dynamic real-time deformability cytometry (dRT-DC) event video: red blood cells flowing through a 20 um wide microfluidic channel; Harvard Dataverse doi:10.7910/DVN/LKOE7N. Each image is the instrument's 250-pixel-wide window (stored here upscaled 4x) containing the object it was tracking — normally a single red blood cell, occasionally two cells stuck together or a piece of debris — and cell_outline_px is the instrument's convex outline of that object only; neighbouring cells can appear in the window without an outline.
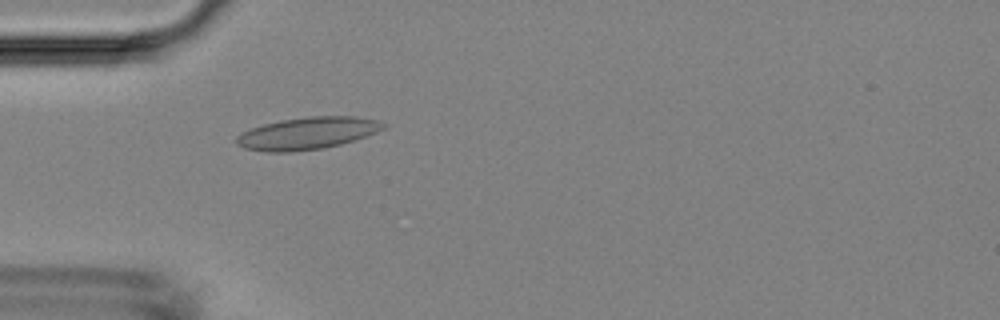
{"species": "Egyptian fruit bat (a non-hibernating species)", "species_latin": "Rousettus aegyptiacus", "temperature_condition": "room temperature", "stored_images_in_passage": 37, "camera_frame_rate_fps": 3000, "um_per_image_px": 0.085, "animal": {"sex": "female"}, "frame": {"image": 1, "passage_image": 3, "time_ms": 0.667, "image_size_px": [1000, 320], "cell_outline_px": [[388, 124], [384, 128], [376, 132], [340, 144], [324, 148], [292, 152], [268, 152], [244, 148], [236, 144], [236, 136], [240, 132], [264, 124], [280, 120], [312, 116], [356, 116], [380, 120]], "centroid_in_image_um": [26.12, 11.32], "position_along_channel_um": 58.9, "area_um2": 27.57}}
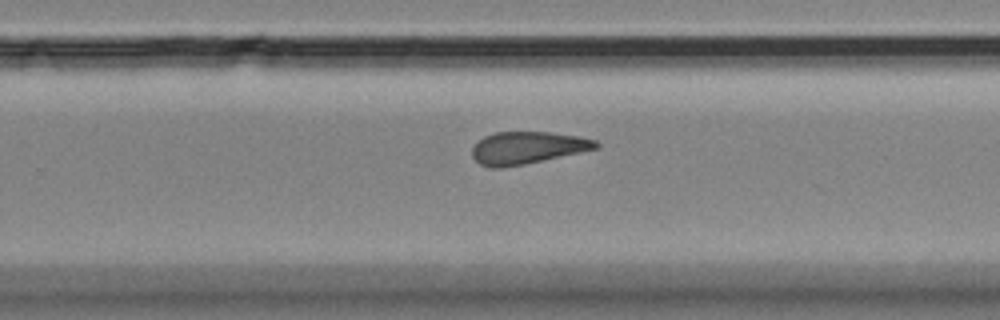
{"frame": {"image": 2, "passage_image": 20, "time_ms": 6.333, "image_size_px": [1000, 320], "cell_outline_px": [[600, 148], [544, 160], [524, 164], [500, 168], [488, 168], [480, 164], [472, 156], [472, 148], [484, 136], [496, 132], [548, 132], [580, 136], [596, 140], [600, 144]], "centroid_in_image_um": [44.85, 12.56], "position_along_channel_um": 285.0, "area_um2": 23.35}}
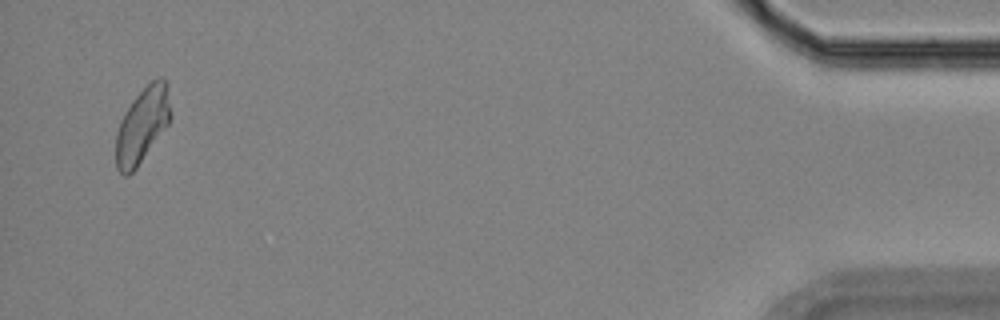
{"frame": {"image": 3, "passage_image": 36, "time_ms": 11.667, "image_size_px": [1000, 320], "cell_outline_px": [[168, 124], [136, 168], [128, 176], [124, 176], [116, 168], [116, 132], [120, 120], [124, 112], [132, 100], [152, 80], [160, 76], [164, 76], [168, 84]], "centroid_in_image_um": [12.05, 10.64], "position_along_channel_um": 423.2, "area_um2": 23.58}}